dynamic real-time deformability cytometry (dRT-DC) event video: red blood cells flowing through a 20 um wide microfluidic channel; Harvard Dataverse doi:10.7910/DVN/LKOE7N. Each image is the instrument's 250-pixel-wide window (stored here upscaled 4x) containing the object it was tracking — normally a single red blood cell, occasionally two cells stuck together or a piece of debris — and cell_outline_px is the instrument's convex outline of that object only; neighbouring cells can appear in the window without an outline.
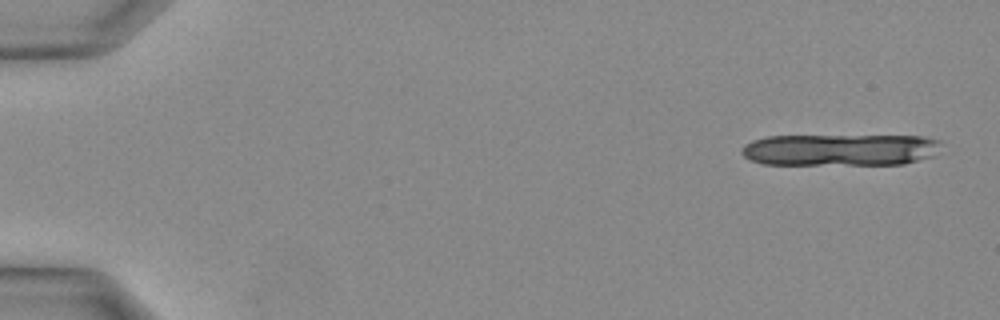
{"species": "Egyptian fruit bat (a non-hibernating species)", "species_latin": "Rousettus aegyptiacus", "temperature_condition": "warm", "stored_images_in_passage": 9, "camera_frame_rate_fps": 3000, "um_per_image_px": 0.085, "animal": {"sex": "female"}, "frame": {"image": 1, "passage_image": 2, "time_ms": 0.333, "image_size_px": [1000, 320], "cell_outline_px": [[940, 140], [932, 156], [904, 164], [764, 164], [752, 160], [744, 156], [740, 152], [740, 148], [744, 144], [752, 140], [768, 136], [924, 136]], "centroid_in_image_um": [71.35, 12.73], "position_along_channel_um": 13.7, "area_um2": 36.82}}